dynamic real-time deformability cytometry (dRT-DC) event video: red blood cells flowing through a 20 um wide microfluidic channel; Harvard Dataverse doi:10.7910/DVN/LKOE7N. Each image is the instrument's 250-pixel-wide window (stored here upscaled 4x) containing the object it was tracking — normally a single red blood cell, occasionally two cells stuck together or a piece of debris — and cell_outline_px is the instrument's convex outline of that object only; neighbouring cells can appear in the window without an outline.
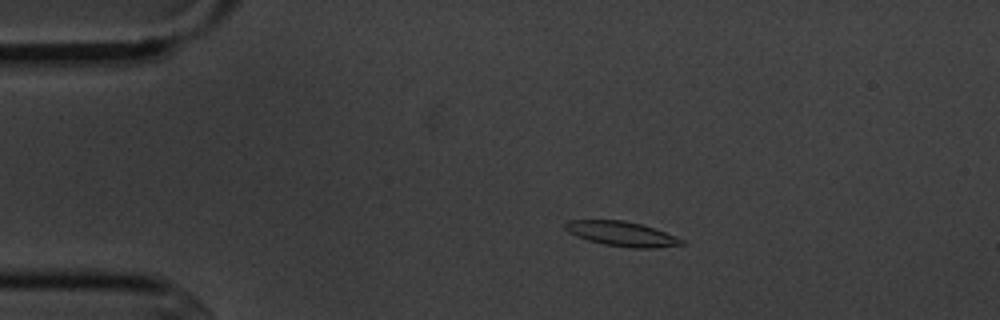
{"species": "common noctule bat (a hibernating species)", "species_latin": "Nyctalus noctula", "temperature_condition": "cold", "stored_images_in_passage": 14, "camera_frame_rate_fps": 3000, "um_per_image_px": 0.085, "animal": {"sex": "male", "body_mass_g": 20.1, "forearm_length_mm": 53.5}, "frame": {"image": 1, "passage_image": 2, "time_ms": 2.333, "image_size_px": [1000, 320], "cell_outline_px": [[684, 244], [656, 248], [632, 248], [604, 244], [588, 240], [576, 236], [568, 232], [564, 228], [564, 224], [568, 220], [624, 220], [640, 224], [664, 232], [684, 240]], "centroid_in_image_um": [52.81, 19.87], "position_along_channel_um": 32.2, "area_um2": 16.59}}
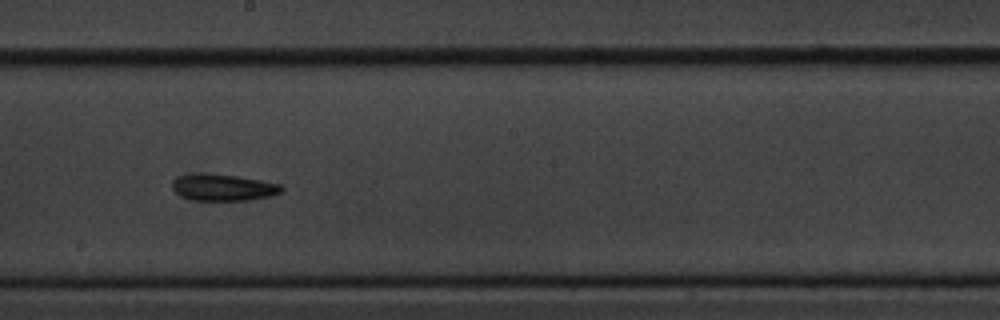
{"frame": {"image": 2, "passage_image": 8, "time_ms": 9.0, "image_size_px": [1000, 320], "cell_outline_px": [[284, 188], [280, 192], [272, 196], [248, 200], [192, 200], [180, 196], [172, 188], [172, 180], [176, 176], [200, 172], [204, 172], [236, 176], [260, 180], [280, 184]], "centroid_in_image_um": [18.92, 15.92], "position_along_channel_um": 229.3, "area_um2": 17.17}}
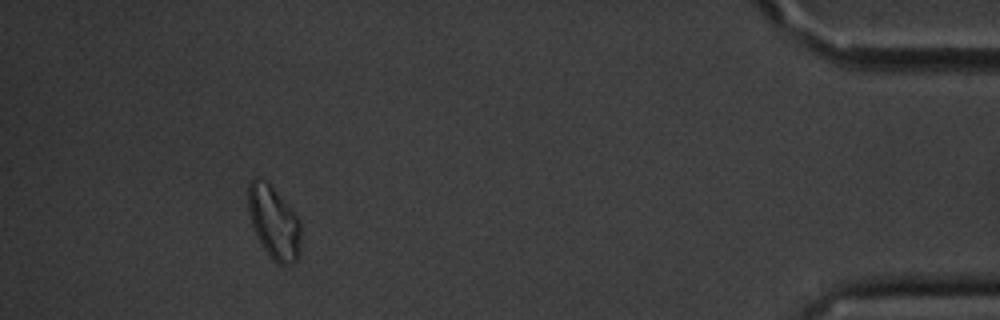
{"frame": {"image": 3, "passage_image": 13, "time_ms": 15.667, "image_size_px": [1000, 320], "cell_outline_px": [[300, 252], [296, 260], [292, 264], [276, 264], [272, 260], [256, 236], [252, 224], [248, 208], [248, 184], [256, 176], [264, 180], [272, 188], [300, 220]], "centroid_in_image_um": [23.27, 18.94], "position_along_channel_um": 411.9, "area_um2": 22.02}, "authors_computed_cell_mechanics": {"area_um2": 16.473, "velocity_mm_per_s": 3.6297, "shape_relaxation_time_tau1_ms": 5.4236, "shape_relaxation_time_tau2_ms": null, "deformation_change_tau1": 0.0994, "deformation_change_tau2": null}}